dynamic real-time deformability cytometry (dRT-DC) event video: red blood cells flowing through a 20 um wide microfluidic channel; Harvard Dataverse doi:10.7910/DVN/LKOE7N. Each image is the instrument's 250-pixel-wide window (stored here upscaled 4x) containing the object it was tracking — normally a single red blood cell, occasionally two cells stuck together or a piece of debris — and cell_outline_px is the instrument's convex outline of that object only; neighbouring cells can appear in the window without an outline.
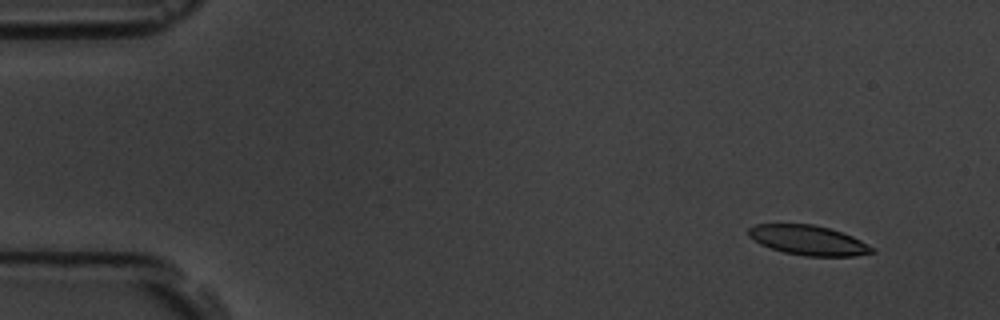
{"species": "common noctule bat (a hibernating species)", "species_latin": "Nyctalus noctula", "temperature_condition": "room temperature", "stored_images_in_passage": 8, "camera_frame_rate_fps": 3000, "um_per_image_px": 0.085, "animal": {"sex": "male", "body_mass_g": 19.5, "forearm_length_mm": 54.6}, "frame": {"image": 1, "passage_image": 1, "time_ms": 0.0, "image_size_px": [1000, 320], "cell_outline_px": [[876, 252], [852, 256], [804, 256], [784, 252], [760, 244], [752, 240], [748, 236], [748, 228], [756, 224], [812, 224], [828, 228], [852, 236], [876, 248]], "centroid_in_image_um": [68.7, 20.42], "position_along_channel_um": 16.3, "area_um2": 21.39}}
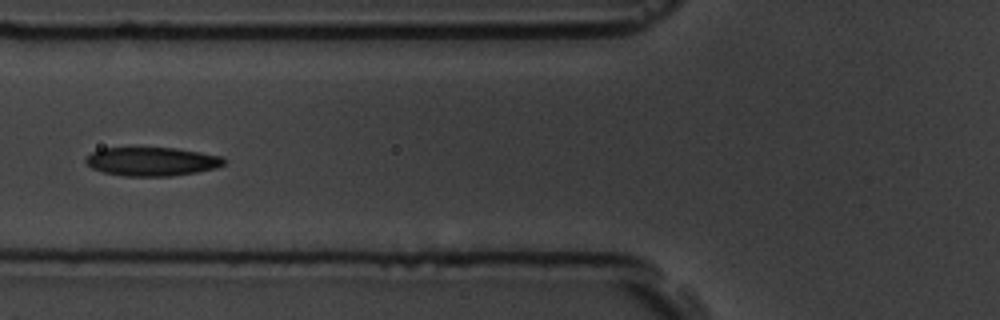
{"frame": {"image": 2, "passage_image": 5, "time_ms": 5.667, "image_size_px": [1000, 320], "cell_outline_px": [[228, 160], [224, 164], [216, 168], [196, 172], [172, 176], [124, 176], [104, 172], [92, 168], [84, 160], [92, 152], [104, 148], [176, 148], [224, 156]], "centroid_in_image_um": [12.97, 13.73], "position_along_channel_um": 112.8, "area_um2": 23.12}}
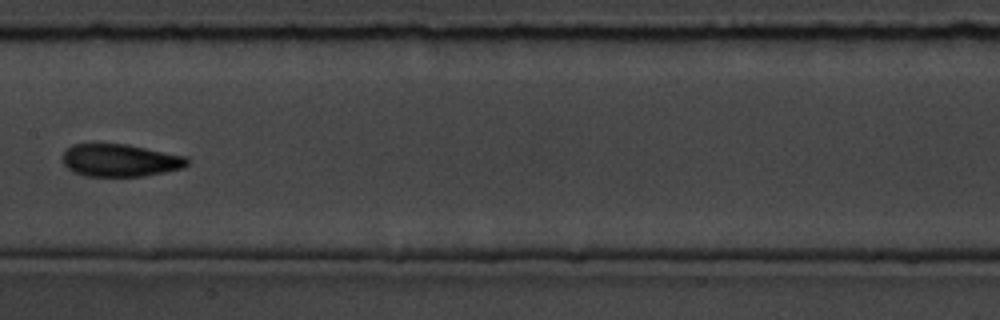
{"frame": {"image": 3, "passage_image": 7, "time_ms": 8.0, "image_size_px": [1000, 320], "cell_outline_px": [[188, 164], [184, 168], [144, 176], [84, 176], [72, 172], [64, 164], [60, 156], [72, 144], [128, 144], [188, 156]], "centroid_in_image_um": [10.21, 13.63], "position_along_channel_um": 197.2, "area_um2": 23.93}}